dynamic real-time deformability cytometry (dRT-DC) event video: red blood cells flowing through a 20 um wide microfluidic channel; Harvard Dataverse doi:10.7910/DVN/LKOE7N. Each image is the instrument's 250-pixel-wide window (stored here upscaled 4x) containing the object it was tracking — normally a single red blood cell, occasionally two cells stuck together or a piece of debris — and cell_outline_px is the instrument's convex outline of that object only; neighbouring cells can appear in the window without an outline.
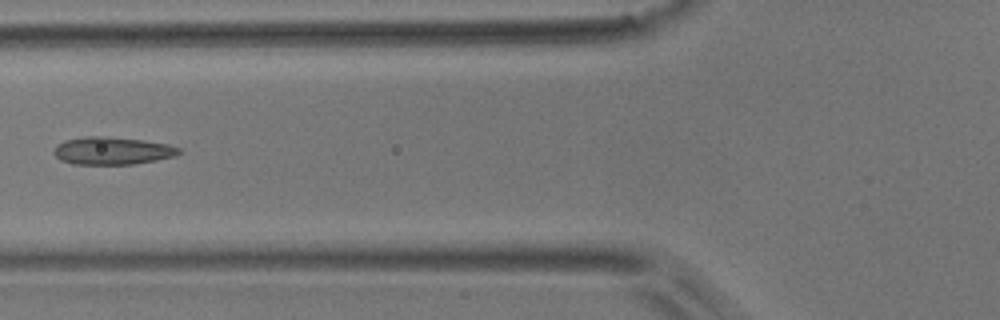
{"species": "common noctule bat (a hibernating species)", "species_latin": "Nyctalus noctula", "temperature_condition": "room temperature", "stored_images_in_passage": 3, "camera_frame_rate_fps": 3000, "um_per_image_px": 0.085, "animal": {"sex": "male", "body_mass_g": 17.9}, "frame": {"image": 1, "passage_image": 3, "time_ms": 2.333, "image_size_px": [1000, 320], "cell_outline_px": [[180, 152], [176, 156], [156, 160], [132, 164], [72, 164], [60, 160], [52, 152], [56, 144], [68, 140], [84, 136], [104, 136], [144, 140], [168, 144], [180, 148]], "centroid_in_image_um": [9.53, 12.81], "position_along_channel_um": 116.3, "area_um2": 20.17}}